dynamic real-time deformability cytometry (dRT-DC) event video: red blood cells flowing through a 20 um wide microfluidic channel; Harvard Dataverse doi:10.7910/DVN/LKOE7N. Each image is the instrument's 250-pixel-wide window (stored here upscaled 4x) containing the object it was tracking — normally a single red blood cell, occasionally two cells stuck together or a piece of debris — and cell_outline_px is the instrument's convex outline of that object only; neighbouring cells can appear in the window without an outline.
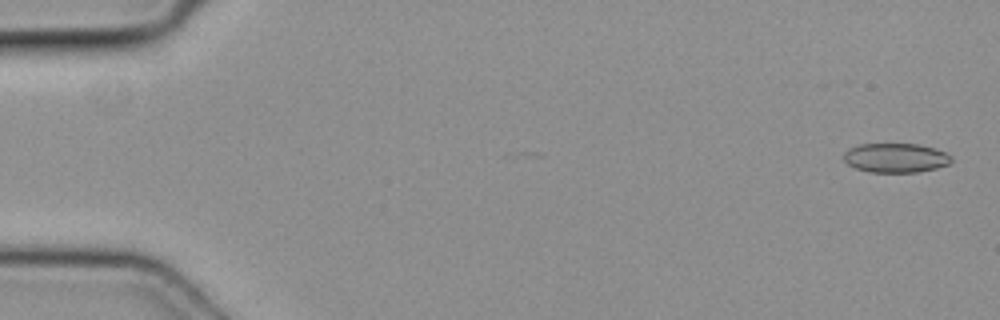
{"species": "common noctule bat (a hibernating species)", "species_latin": "Nyctalus noctula", "temperature_condition": "cold", "stored_images_in_passage": 10, "camera_frame_rate_fps": 3000, "um_per_image_px": 0.085, "animal": {"sex": "female", "body_mass_g": 19.3, "forearm_length_mm": 54.1}, "frame": {"image": 1, "passage_image": 2, "time_ms": 0.333, "image_size_px": [1000, 320], "cell_outline_px": [[952, 160], [948, 164], [936, 168], [920, 172], [868, 172], [856, 168], [848, 164], [844, 160], [844, 152], [848, 148], [860, 144], [920, 144], [936, 148], [952, 156]], "centroid_in_image_um": [76.14, 13.41], "position_along_channel_um": 8.9, "area_um2": 18.5}}